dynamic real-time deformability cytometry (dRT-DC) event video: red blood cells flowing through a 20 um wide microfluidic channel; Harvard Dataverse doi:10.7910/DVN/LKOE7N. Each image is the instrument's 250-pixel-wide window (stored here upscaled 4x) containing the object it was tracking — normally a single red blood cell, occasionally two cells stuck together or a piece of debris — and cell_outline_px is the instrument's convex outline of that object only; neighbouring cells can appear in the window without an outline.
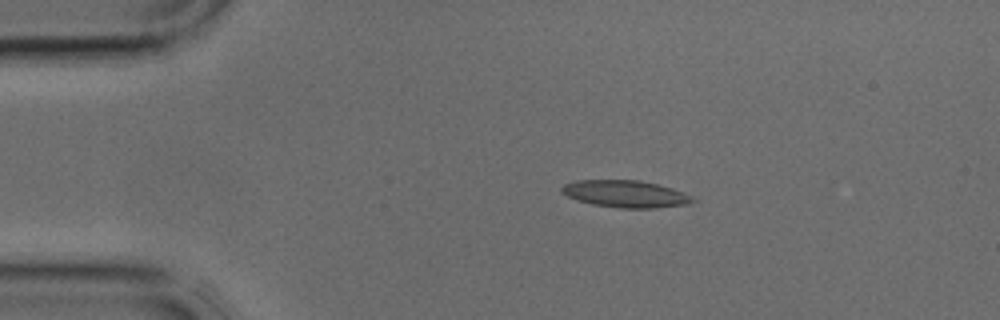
{"species": "common noctule bat (a hibernating species)", "species_latin": "Nyctalus noctula", "temperature_condition": "cold", "stored_images_in_passage": 3, "camera_frame_rate_fps": 3000, "um_per_image_px": 0.085, "animal": {"sex": "male", "body_mass_g": 17.9, "forearm_length_mm": 54.2}, "frame": {"image": 1, "passage_image": 2, "time_ms": 0.333, "image_size_px": [1000, 320], "cell_outline_px": [[696, 200], [688, 204], [656, 208], [620, 208], [592, 204], [568, 196], [560, 192], [560, 188], [564, 184], [576, 180], [640, 180], [672, 188], [692, 196]], "centroid_in_image_um": [53.17, 16.48], "position_along_channel_um": 31.8, "area_um2": 20.58}}